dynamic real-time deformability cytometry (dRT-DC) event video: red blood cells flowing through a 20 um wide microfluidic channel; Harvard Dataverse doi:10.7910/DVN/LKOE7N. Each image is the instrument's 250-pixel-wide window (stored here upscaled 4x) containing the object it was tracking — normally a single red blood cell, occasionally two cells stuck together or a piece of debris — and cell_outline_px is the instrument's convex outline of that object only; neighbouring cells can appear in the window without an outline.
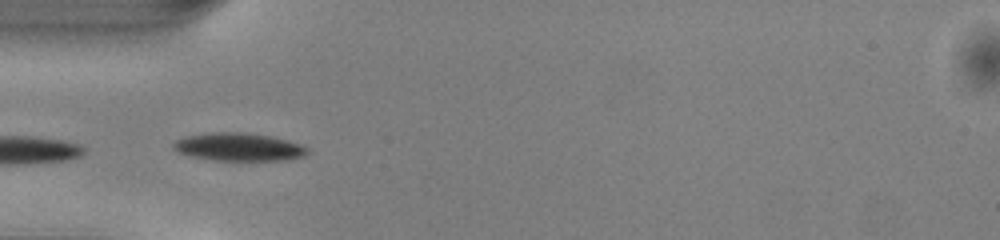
{"species": "common noctule bat (a hibernating species)", "species_latin": "Nyctalus noctula", "temperature_condition": "warm", "stored_images_in_passage": 49, "camera_frame_rate_fps": 3000, "um_per_image_px": 0.085, "animal": {"sex": "male", "body_mass_g": 13.0, "forearm_length_mm": 53.1}, "frame": {"image": 1, "passage_image": 15, "time_ms": 4.667, "image_size_px": [1000, 240], "cell_outline_px": [[308, 152], [304, 156], [288, 160], [216, 160], [192, 156], [180, 152], [172, 148], [172, 144], [176, 140], [184, 136], [204, 132], [244, 132], [268, 136], [288, 140], [300, 144], [308, 148]], "centroid_in_image_um": [20.28, 12.48], "position_along_channel_um": 64.7, "area_um2": 21.85}}
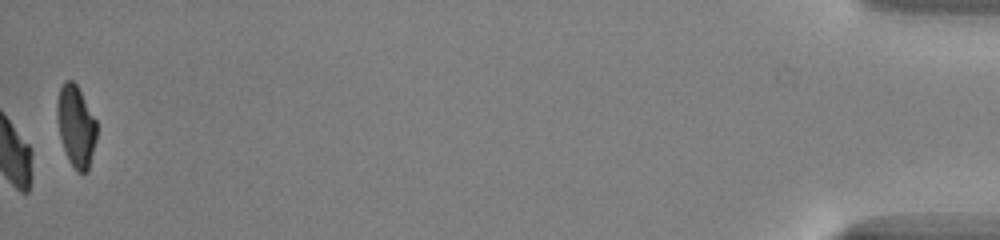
{"frame": {"image": 2, "passage_image": 49, "time_ms": 16.0, "image_size_px": [1000, 240], "cell_outline_px": [[96, 140], [88, 172], [76, 172], [68, 160], [60, 136], [56, 112], [56, 104], [60, 88], [64, 80], [72, 80], [76, 84], [96, 120]], "centroid_in_image_um": [6.45, 10.73], "position_along_channel_um": 428.7, "area_um2": 18.73}, "authors_computed_cell_mechanics": {"area_um2": 19.7676, "velocity_mm_per_s": 4.0728, "shape_relaxation_time_tau1_ms": 1.4953, "shape_relaxation_time_tau2_ms": null, "deformation_change_tau1": 0.0999, "deformation_change_tau2": null}}